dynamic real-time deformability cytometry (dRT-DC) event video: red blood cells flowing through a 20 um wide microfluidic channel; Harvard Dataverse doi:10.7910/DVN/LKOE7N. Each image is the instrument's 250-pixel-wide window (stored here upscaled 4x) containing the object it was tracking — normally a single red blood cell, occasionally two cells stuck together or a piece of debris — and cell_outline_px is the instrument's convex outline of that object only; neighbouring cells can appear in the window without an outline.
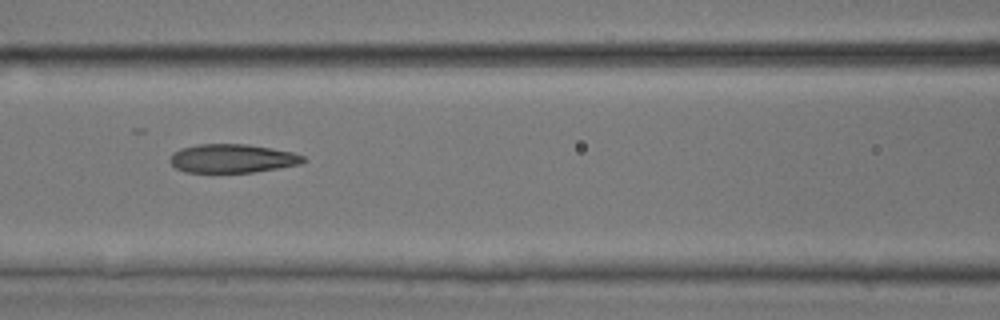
{"species": "common noctule bat (a hibernating species)", "species_latin": "Nyctalus noctula", "temperature_condition": "room temperature", "stored_images_in_passage": 19, "camera_frame_rate_fps": 3000, "um_per_image_px": 0.085, "animal": {"sex": "male", "body_mass_g": 17.9, "forearm_length_mm": 54.2}, "frame": {"image": 1, "passage_image": 6, "time_ms": 1.667, "image_size_px": [1000, 320], "cell_outline_px": [[308, 160], [300, 164], [252, 172], [184, 172], [176, 168], [168, 160], [172, 152], [180, 148], [196, 144], [244, 144], [272, 148], [292, 152], [304, 156]], "centroid_in_image_um": [19.71, 13.46], "position_along_channel_um": 146.9, "area_um2": 22.31}}